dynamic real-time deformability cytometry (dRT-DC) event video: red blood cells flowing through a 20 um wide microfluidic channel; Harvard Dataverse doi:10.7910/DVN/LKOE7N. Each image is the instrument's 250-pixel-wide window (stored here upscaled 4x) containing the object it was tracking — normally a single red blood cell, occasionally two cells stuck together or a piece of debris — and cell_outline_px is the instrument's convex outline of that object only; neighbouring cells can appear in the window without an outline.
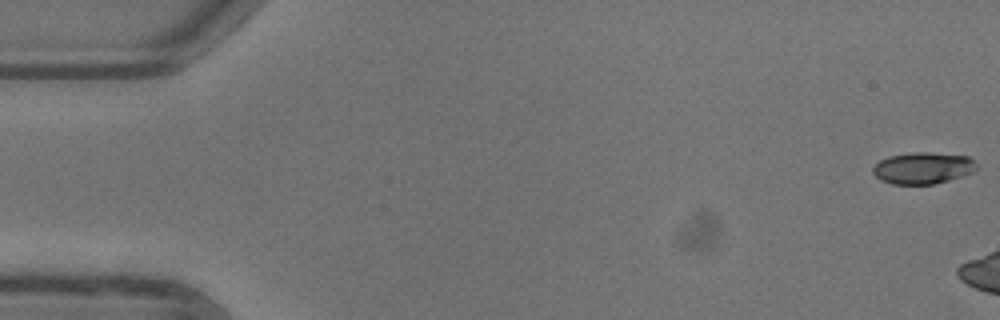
{"species": "common noctule bat (a hibernating species)", "species_latin": "Nyctalus noctula", "temperature_condition": "warm", "stored_images_in_passage": 9, "camera_frame_rate_fps": 3000, "um_per_image_px": 0.085, "animal": {"sex": "female"}, "frame": {"image": 1, "passage_image": 1, "time_ms": 0.0, "image_size_px": [1000, 320], "cell_outline_px": [[976, 168], [972, 172], [948, 180], [932, 184], [892, 184], [880, 180], [872, 172], [872, 168], [880, 160], [888, 156], [912, 152], [928, 152], [968, 156], [976, 164]], "centroid_in_image_um": [78.4, 14.28], "position_along_channel_um": 6.6, "area_um2": 18.96}}